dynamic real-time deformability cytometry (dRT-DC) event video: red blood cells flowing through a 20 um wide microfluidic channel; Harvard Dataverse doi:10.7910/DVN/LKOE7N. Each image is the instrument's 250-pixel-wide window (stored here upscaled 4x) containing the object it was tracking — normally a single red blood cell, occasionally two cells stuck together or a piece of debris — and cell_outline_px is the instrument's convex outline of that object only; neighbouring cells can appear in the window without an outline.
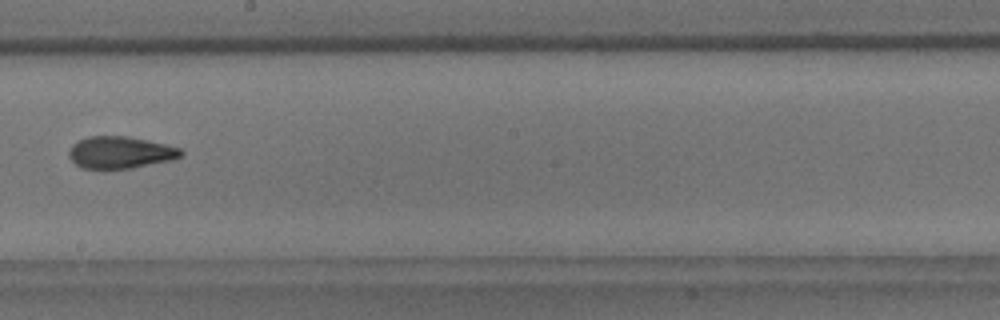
{"species": "common noctule bat (a hibernating species)", "species_latin": "Nyctalus noctula", "temperature_condition": "room temperature", "stored_images_in_passage": 15, "camera_frame_rate_fps": 3000, "um_per_image_px": 0.085, "animal": {"sex": "male", "body_mass_g": 18.8}, "frame": {"image": 1, "passage_image": 9, "time_ms": 10.0, "image_size_px": [1000, 320], "cell_outline_px": [[184, 152], [180, 156], [172, 160], [132, 168], [104, 172], [80, 168], [68, 156], [68, 152], [72, 144], [88, 136], [128, 136], [148, 140], [180, 148]], "centroid_in_image_um": [10.17, 13.0], "position_along_channel_um": 238.0, "area_um2": 21.56}}
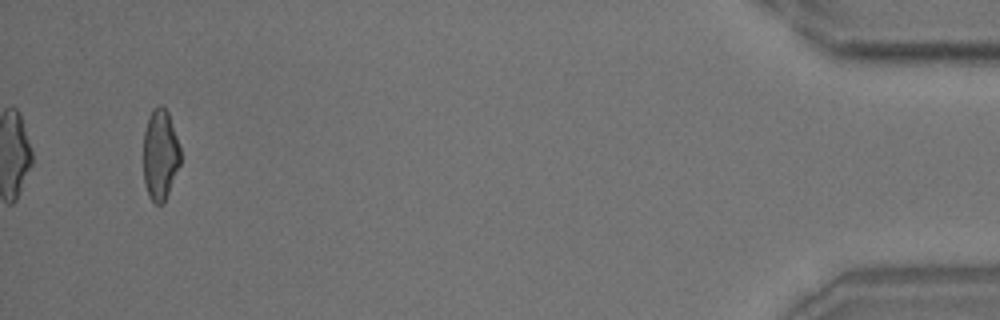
{"frame": {"image": 2, "passage_image": 15, "time_ms": 17.0, "image_size_px": [1000, 320], "cell_outline_px": [[180, 164], [168, 192], [164, 200], [160, 204], [156, 204], [148, 196], [144, 184], [144, 132], [148, 116], [152, 108], [160, 104], [164, 104], [168, 112], [180, 148]], "centroid_in_image_um": [13.6, 13.09], "position_along_channel_um": 421.6, "area_um2": 19.54}}